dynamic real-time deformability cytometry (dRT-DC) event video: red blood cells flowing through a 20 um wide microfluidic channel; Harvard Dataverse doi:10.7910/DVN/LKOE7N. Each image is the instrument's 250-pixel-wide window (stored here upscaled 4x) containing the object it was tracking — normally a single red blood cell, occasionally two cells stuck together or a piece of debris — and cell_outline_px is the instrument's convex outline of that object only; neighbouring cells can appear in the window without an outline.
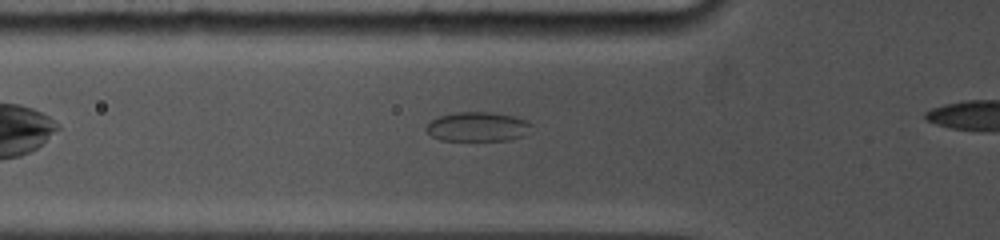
{"species": "common noctule bat (a hibernating species)", "species_latin": "Nyctalus noctula", "temperature_condition": "cold", "stored_images_in_passage": 60, "camera_frame_rate_fps": 5000, "um_per_image_px": 0.085, "animal": {"sex": "female", "body_mass_g": 19.0, "forearm_length_mm": 53.3}, "frame": {"image": 1, "passage_image": 8, "time_ms": 1.2, "image_size_px": [1000, 240], "cell_outline_px": [[532, 124], [524, 136], [508, 140], [440, 140], [432, 136], [424, 128], [432, 120], [440, 116], [456, 112], [488, 112], [516, 116]], "centroid_in_image_um": [40.59, 10.77], "position_along_channel_um": 85.2, "area_um2": 17.86}}
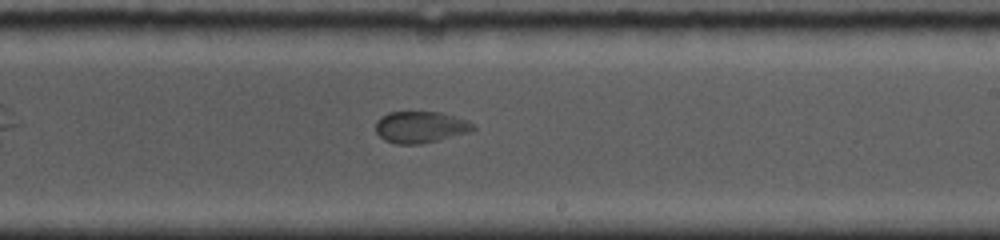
{"frame": {"image": 2, "passage_image": 34, "time_ms": 5.6, "image_size_px": [1000, 240], "cell_outline_px": [[476, 128], [468, 132], [440, 140], [420, 144], [396, 144], [384, 140], [376, 132], [376, 120], [380, 116], [388, 112], [440, 112], [468, 120], [476, 124]], "centroid_in_image_um": [35.74, 10.8], "position_along_channel_um": 253.3, "area_um2": 18.09}}
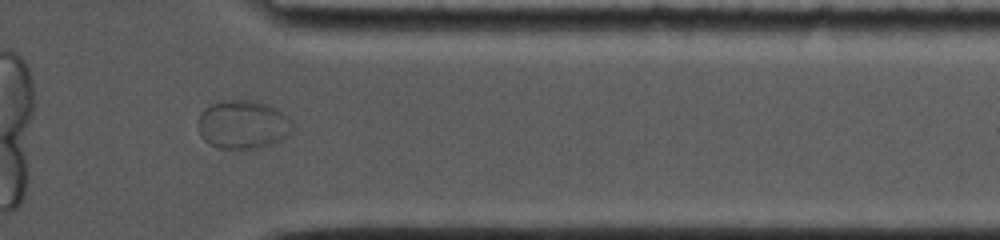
{"frame": {"image": 3, "passage_image": 56, "time_ms": 9.2, "image_size_px": [1000, 240], "cell_outline_px": [[292, 132], [280, 140], [272, 144], [260, 148], [244, 152], [220, 148], [208, 144], [200, 136], [196, 124], [200, 112], [204, 108], [220, 100], [252, 100], [276, 108], [284, 112], [292, 120]], "centroid_in_image_um": [20.62, 10.62], "position_along_channel_um": 390.8, "area_um2": 27.69}}